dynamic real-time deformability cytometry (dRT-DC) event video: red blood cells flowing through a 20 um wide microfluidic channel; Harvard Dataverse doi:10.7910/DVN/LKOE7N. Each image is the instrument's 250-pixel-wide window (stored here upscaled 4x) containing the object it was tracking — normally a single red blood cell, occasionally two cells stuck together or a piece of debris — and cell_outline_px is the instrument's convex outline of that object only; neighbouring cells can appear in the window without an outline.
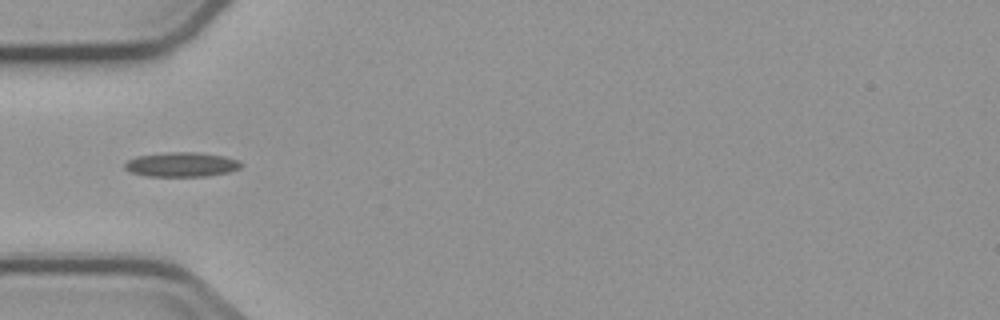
{"species": "common noctule bat (a hibernating species)", "species_latin": "Nyctalus noctula", "temperature_condition": "cold", "stored_images_in_passage": 6, "camera_frame_rate_fps": 3000, "um_per_image_px": 0.085, "animal": {"sex": "male", "body_mass_g": 23.1, "forearm_length_mm": 52.7}, "frame": {"image": 1, "passage_image": 3, "time_ms": 2.667, "image_size_px": [1000, 320], "cell_outline_px": [[244, 164], [240, 168], [228, 172], [208, 176], [148, 176], [128, 172], [124, 168], [124, 164], [128, 160], [136, 156], [168, 152], [200, 152], [224, 156], [240, 160]], "centroid_in_image_um": [15.44, 13.98], "position_along_channel_um": 69.6, "area_um2": 16.82}}
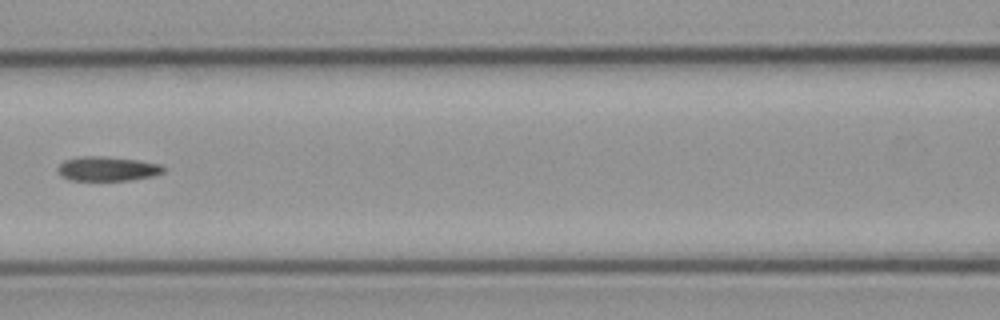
{"frame": {"image": 2, "passage_image": 5, "time_ms": 5.0, "image_size_px": [1000, 320], "cell_outline_px": [[164, 172], [152, 176], [132, 180], [72, 180], [60, 176], [56, 168], [64, 160], [80, 156], [100, 156], [136, 160], [160, 164], [164, 168]], "centroid_in_image_um": [9.09, 14.35], "position_along_channel_um": 157.5, "area_um2": 14.97}}
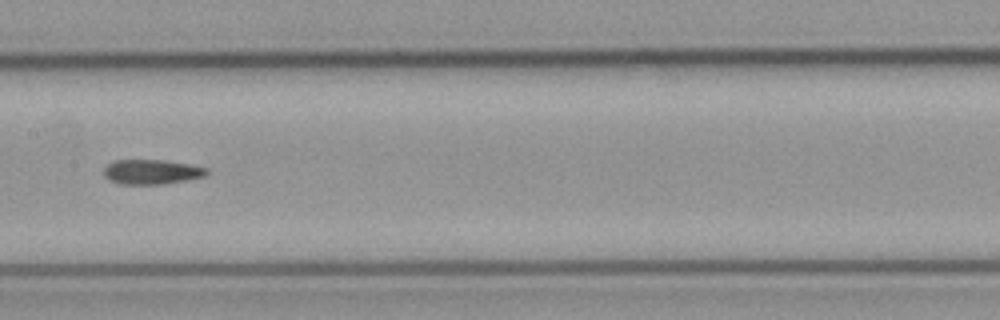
{"frame": {"image": 3, "passage_image": 6, "time_ms": 6.0, "image_size_px": [1000, 320], "cell_outline_px": [[208, 172], [204, 176], [164, 184], [120, 184], [104, 176], [104, 168], [112, 160], [164, 160], [188, 164], [208, 168]], "centroid_in_image_um": [12.87, 14.6], "position_along_channel_um": 194.5, "area_um2": 14.68}}